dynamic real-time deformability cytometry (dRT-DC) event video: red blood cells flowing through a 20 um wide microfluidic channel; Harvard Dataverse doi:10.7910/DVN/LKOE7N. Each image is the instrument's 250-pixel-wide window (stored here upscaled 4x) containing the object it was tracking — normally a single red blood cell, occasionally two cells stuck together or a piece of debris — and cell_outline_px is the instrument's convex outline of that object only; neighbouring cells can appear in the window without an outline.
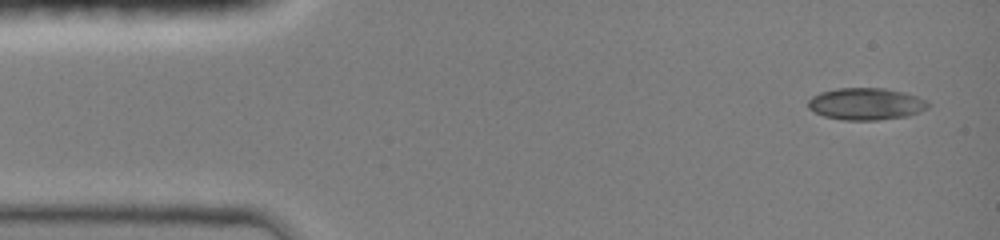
{"species": "common noctule bat (a hibernating species)", "species_latin": "Nyctalus noctula", "temperature_condition": "room temperature", "stored_images_in_passage": 4, "camera_frame_rate_fps": 3000, "um_per_image_px": 0.085, "animal": {"sex": "female", "body_mass_g": 19.0, "forearm_length_mm": 51.5}, "frame": {"image": 1, "passage_image": 1, "time_ms": 0.0, "image_size_px": [1000, 240], "cell_outline_px": [[928, 108], [920, 112], [908, 116], [876, 120], [844, 120], [824, 116], [808, 108], [808, 100], [812, 96], [820, 92], [840, 88], [884, 88], [904, 92], [928, 100]], "centroid_in_image_um": [73.62, 8.83], "position_along_channel_um": 11.4, "area_um2": 22.37}}
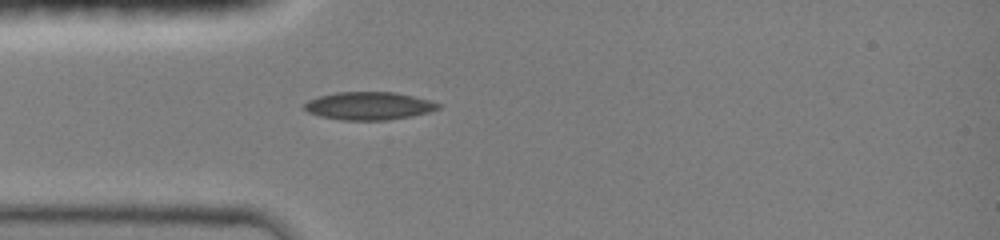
{"frame": {"image": 2, "passage_image": 4, "time_ms": 3.333, "image_size_px": [1000, 240], "cell_outline_px": [[440, 108], [428, 112], [408, 116], [384, 120], [340, 120], [320, 116], [308, 112], [304, 108], [304, 104], [308, 100], [320, 96], [336, 92], [392, 92], [412, 96], [428, 100], [440, 104]], "centroid_in_image_um": [31.31, 9.0], "position_along_channel_um": 53.7, "area_um2": 21.44}}